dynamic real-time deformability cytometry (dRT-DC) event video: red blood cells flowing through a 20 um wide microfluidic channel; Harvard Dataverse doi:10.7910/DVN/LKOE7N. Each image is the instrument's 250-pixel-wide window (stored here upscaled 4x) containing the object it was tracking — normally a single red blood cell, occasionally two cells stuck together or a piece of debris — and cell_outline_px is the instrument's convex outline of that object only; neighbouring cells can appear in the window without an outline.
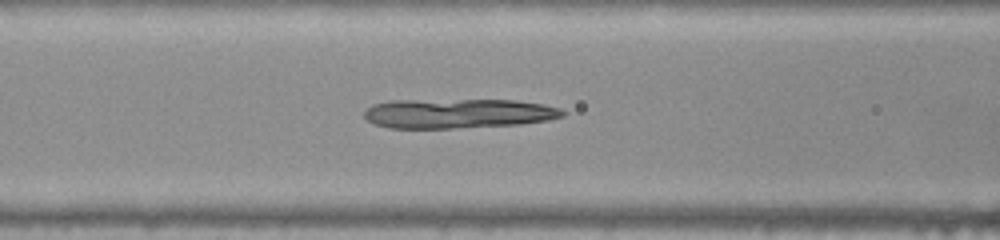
{"species": "common noctule bat (a hibernating species)", "species_latin": "Nyctalus noctula", "temperature_condition": "warm", "stored_images_in_passage": 50, "camera_frame_rate_fps": 3000, "um_per_image_px": 0.085, "animal": {"sex": "female", "body_mass_g": 22.0, "forearm_length_mm": 56.7}, "frame": {"image": 1, "passage_image": 20, "time_ms": 6.333, "image_size_px": [1000, 240], "cell_outline_px": [[568, 112], [564, 116], [548, 120], [520, 124], [452, 128], [388, 128], [376, 124], [368, 120], [364, 116], [364, 112], [372, 104], [392, 100], [516, 100], [544, 104], [560, 108]], "centroid_in_image_um": [38.97, 9.64], "position_along_channel_um": 127.6, "area_um2": 34.28}}
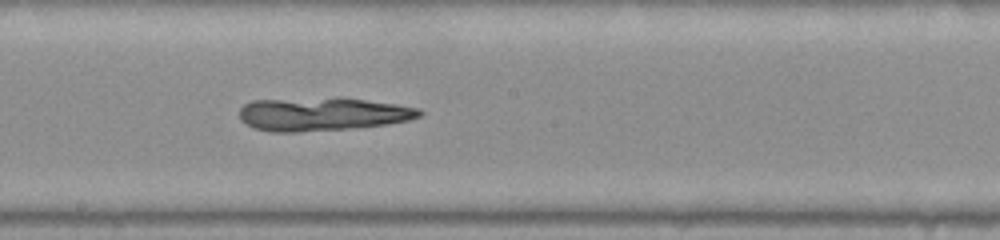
{"frame": {"image": 2, "passage_image": 27, "time_ms": 8.667, "image_size_px": [1000, 240], "cell_outline_px": [[424, 112], [420, 116], [408, 120], [388, 124], [356, 128], [300, 132], [272, 132], [256, 128], [244, 124], [240, 120], [240, 108], [244, 104], [252, 100], [364, 100], [396, 104], [420, 108]], "centroid_in_image_um": [27.41, 9.75], "position_along_channel_um": 220.8, "area_um2": 34.04}}
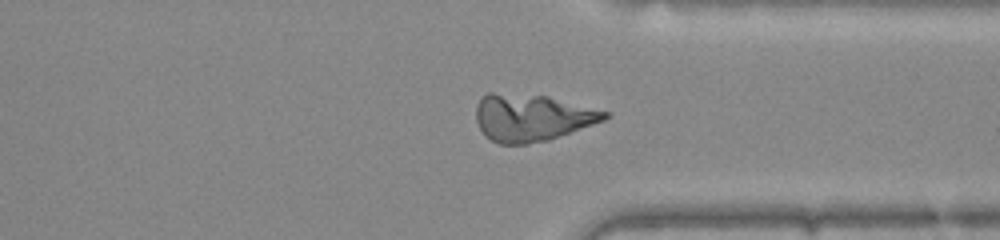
{"frame": {"image": 3, "passage_image": 38, "time_ms": 12.333, "image_size_px": [1000, 240], "cell_outline_px": [[608, 116], [604, 120], [548, 140], [528, 144], [500, 144], [484, 136], [476, 120], [476, 104], [488, 92], [492, 92], [548, 96], [608, 112]], "centroid_in_image_um": [45.16, 10.0], "position_along_channel_um": 366.2, "area_um2": 34.97}}